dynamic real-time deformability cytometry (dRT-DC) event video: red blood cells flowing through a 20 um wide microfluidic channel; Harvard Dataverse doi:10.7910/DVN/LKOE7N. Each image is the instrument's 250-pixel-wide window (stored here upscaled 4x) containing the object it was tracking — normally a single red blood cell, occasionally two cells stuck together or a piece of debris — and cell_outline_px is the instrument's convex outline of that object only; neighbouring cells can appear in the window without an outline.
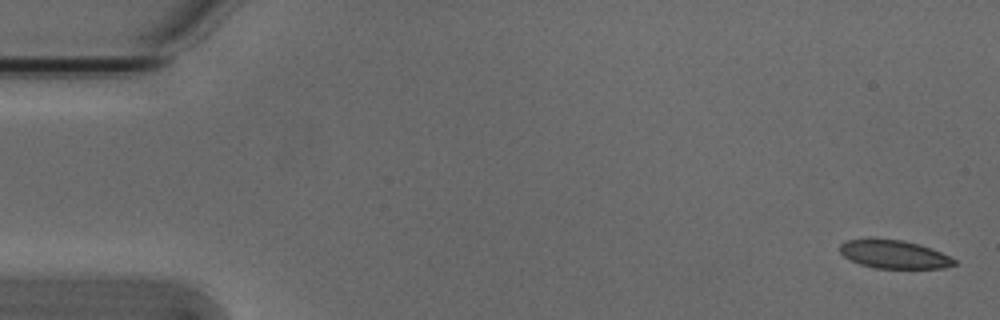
{"species": "Egyptian fruit bat (a non-hibernating species)", "species_latin": "Rousettus aegyptiacus", "temperature_condition": "cold", "stored_images_in_passage": 6, "camera_frame_rate_fps": 3000, "um_per_image_px": 0.085, "animal": {"sex": "male"}, "frame": {"image": 1, "passage_image": 1, "time_ms": 0.0, "image_size_px": [1000, 320], "cell_outline_px": [[956, 264], [944, 268], [876, 268], [860, 264], [844, 256], [840, 252], [840, 244], [848, 240], [868, 236], [900, 240], [920, 244], [940, 252], [956, 260]], "centroid_in_image_um": [75.95, 21.58], "position_along_channel_um": 9.1, "area_um2": 19.07}}
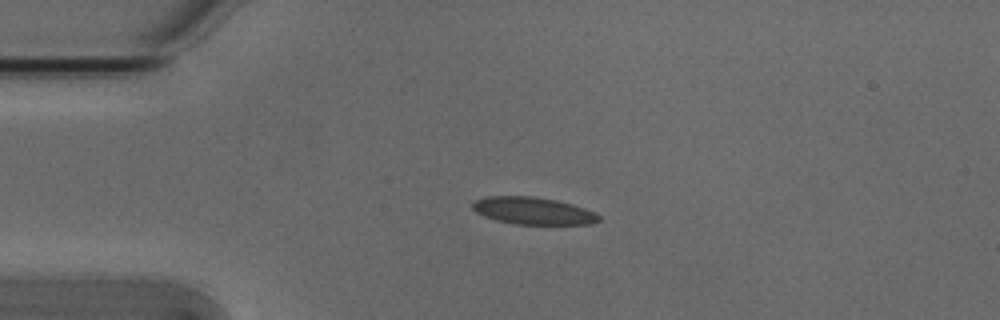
{"frame": {"image": 2, "passage_image": 4, "time_ms": 1.0, "image_size_px": [1000, 320], "cell_outline_px": [[600, 220], [592, 224], [516, 224], [496, 220], [484, 216], [476, 212], [472, 208], [472, 200], [488, 196], [532, 196], [556, 200], [572, 204], [596, 212], [600, 216]], "centroid_in_image_um": [45.3, 17.91], "position_along_channel_um": 39.7, "area_um2": 20.11}}
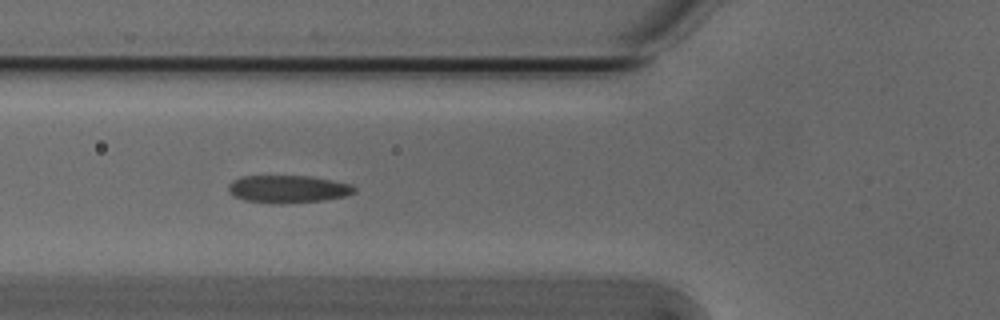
{"frame": {"image": 3, "passage_image": 6, "time_ms": 1.667, "image_size_px": [1000, 320], "cell_outline_px": [[356, 192], [348, 196], [324, 200], [280, 204], [272, 204], [244, 200], [228, 192], [228, 184], [244, 176], [308, 176], [332, 180], [352, 184], [356, 188]], "centroid_in_image_um": [24.53, 16.08], "position_along_channel_um": 101.3, "area_um2": 20.35}}